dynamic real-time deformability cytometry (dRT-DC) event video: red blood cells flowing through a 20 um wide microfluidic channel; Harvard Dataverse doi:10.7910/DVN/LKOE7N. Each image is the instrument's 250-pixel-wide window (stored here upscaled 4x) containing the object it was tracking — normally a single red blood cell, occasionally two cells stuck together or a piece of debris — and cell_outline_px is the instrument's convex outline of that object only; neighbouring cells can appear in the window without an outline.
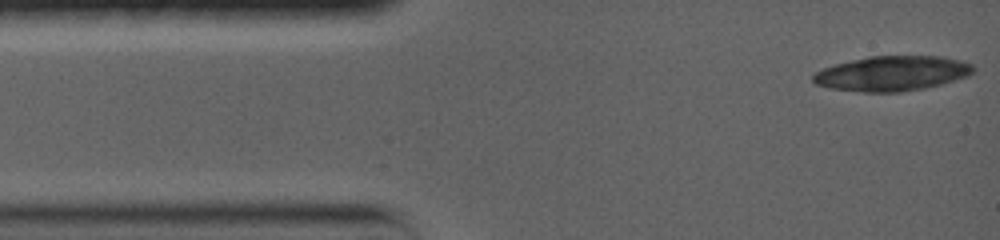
{"species": "common noctule bat (a hibernating species)", "species_latin": "Nyctalus noctula", "temperature_condition": "warm", "stored_images_in_passage": 2, "camera_frame_rate_fps": 5000, "um_per_image_px": 0.085, "animal": {"sex": "female", "body_mass_g": 19.0, "forearm_length_mm": 56.7}, "frame": {"image": 1, "passage_image": 1, "time_ms": 0.0, "image_size_px": [1000, 240], "cell_outline_px": [[976, 68], [968, 76], [940, 84], [924, 88], [900, 92], [864, 92], [832, 88], [816, 84], [812, 80], [812, 76], [816, 72], [824, 68], [836, 64], [868, 56], [944, 56], [960, 60], [972, 64]], "centroid_in_image_um": [75.85, 6.23], "position_along_channel_um": 9.1, "area_um2": 32.43}}